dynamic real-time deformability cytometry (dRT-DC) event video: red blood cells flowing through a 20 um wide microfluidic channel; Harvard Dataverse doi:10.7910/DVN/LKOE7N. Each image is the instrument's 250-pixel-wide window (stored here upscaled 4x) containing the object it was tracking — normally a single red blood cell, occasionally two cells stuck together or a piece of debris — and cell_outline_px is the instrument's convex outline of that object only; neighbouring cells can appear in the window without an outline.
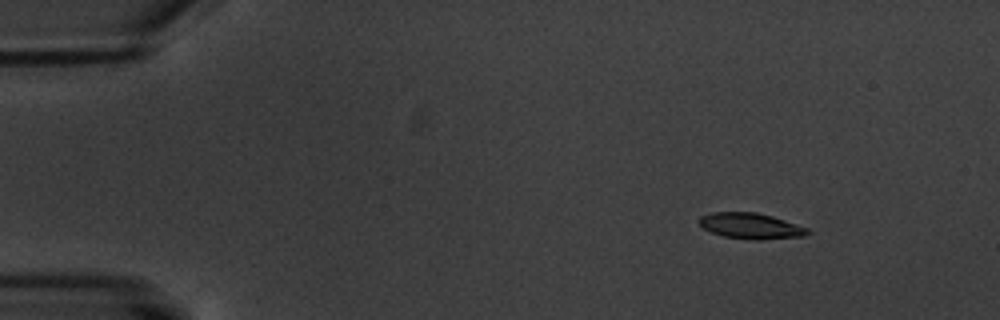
{"species": "common noctule bat (a hibernating species)", "species_latin": "Nyctalus noctula", "temperature_condition": "warm", "stored_images_in_passage": 7, "segment_of_instrument_passage": [1, 2], "camera_frame_rate_fps": 3000, "um_per_image_px": 0.085, "animal": {"sex": "male", "body_mass_g": 20.1, "forearm_length_mm": 53.5}, "frame": {"image": 1, "passage_image": 3, "time_ms": 2.333, "image_size_px": [1000, 320], "cell_outline_px": [[812, 232], [804, 236], [760, 240], [752, 240], [724, 236], [712, 232], [704, 228], [700, 224], [700, 216], [712, 212], [756, 212], [772, 216], [808, 228]], "centroid_in_image_um": [63.84, 19.2], "position_along_channel_um": 21.2, "area_um2": 16.24}}
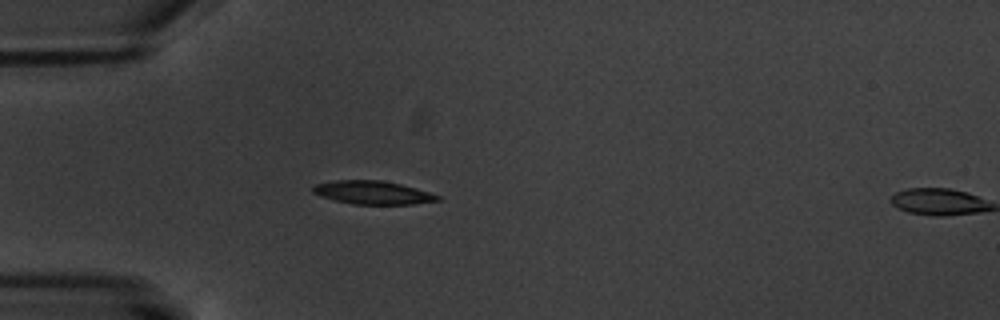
{"frame": {"image": 2, "passage_image": 6, "time_ms": 5.667, "image_size_px": [1000, 320], "cell_outline_px": [[440, 200], [416, 204], [352, 204], [320, 196], [312, 192], [312, 188], [316, 184], [332, 180], [380, 180], [400, 184], [416, 188], [440, 196]], "centroid_in_image_um": [31.67, 16.37], "position_along_channel_um": 53.3, "area_um2": 16.88}}